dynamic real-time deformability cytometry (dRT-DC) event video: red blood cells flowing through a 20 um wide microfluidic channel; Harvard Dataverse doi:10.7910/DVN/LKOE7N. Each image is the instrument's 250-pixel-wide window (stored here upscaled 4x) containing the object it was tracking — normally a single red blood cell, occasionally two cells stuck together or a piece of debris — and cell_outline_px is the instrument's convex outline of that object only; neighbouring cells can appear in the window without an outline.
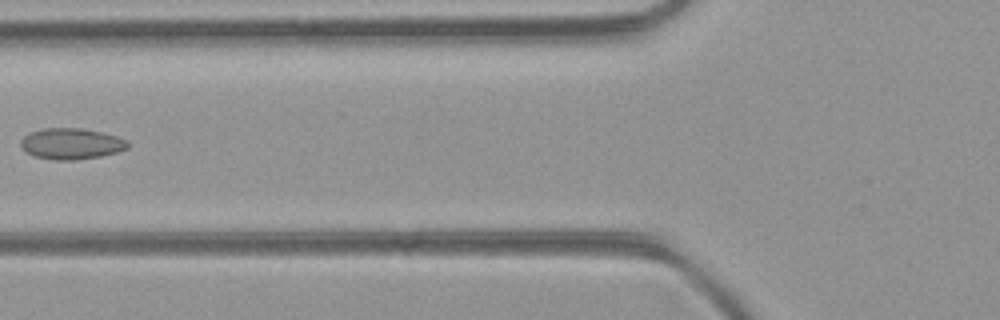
{"species": "common noctule bat (a hibernating species)", "species_latin": "Nyctalus noctula", "temperature_condition": "room temperature", "stored_images_in_passage": 5, "camera_frame_rate_fps": 3000, "um_per_image_px": 0.085, "animal": {"sex": "female", "body_mass_g": 21.9}, "frame": {"image": 1, "passage_image": 5, "time_ms": 1.333, "image_size_px": [1000, 320], "cell_outline_px": [[128, 148], [116, 152], [100, 156], [76, 160], [52, 160], [36, 156], [28, 152], [20, 144], [20, 140], [24, 136], [32, 132], [44, 128], [80, 128], [100, 132], [116, 136], [128, 140]], "centroid_in_image_um": [6.07, 12.22], "position_along_channel_um": 119.7, "area_um2": 19.13}}